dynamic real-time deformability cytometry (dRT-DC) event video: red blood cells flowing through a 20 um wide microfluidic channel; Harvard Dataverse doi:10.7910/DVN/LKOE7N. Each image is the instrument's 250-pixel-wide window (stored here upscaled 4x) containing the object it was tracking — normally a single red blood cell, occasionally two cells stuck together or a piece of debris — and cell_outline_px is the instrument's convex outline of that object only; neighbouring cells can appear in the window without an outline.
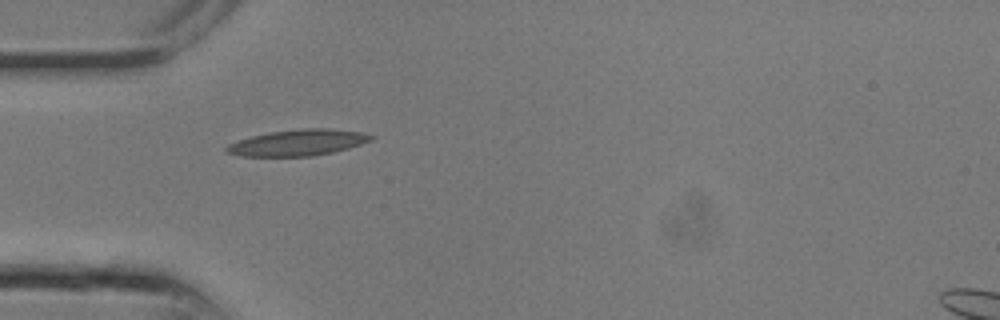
{"species": "common noctule bat (a hibernating species)", "species_latin": "Nyctalus noctula", "temperature_condition": "room temperature", "stored_images_in_passage": 4, "camera_frame_rate_fps": 3000, "um_per_image_px": 0.085, "animal": {"sex": "male", "body_mass_g": 13.3}, "frame": {"image": 1, "passage_image": 1, "time_ms": 0.0, "image_size_px": [1000, 320], "cell_outline_px": [[376, 136], [372, 140], [348, 148], [332, 152], [312, 156], [240, 156], [224, 152], [224, 148], [228, 144], [252, 136], [268, 132], [300, 128], [328, 128], [360, 132]], "centroid_in_image_um": [25.3, 12.12], "position_along_channel_um": 59.7, "area_um2": 22.02}}
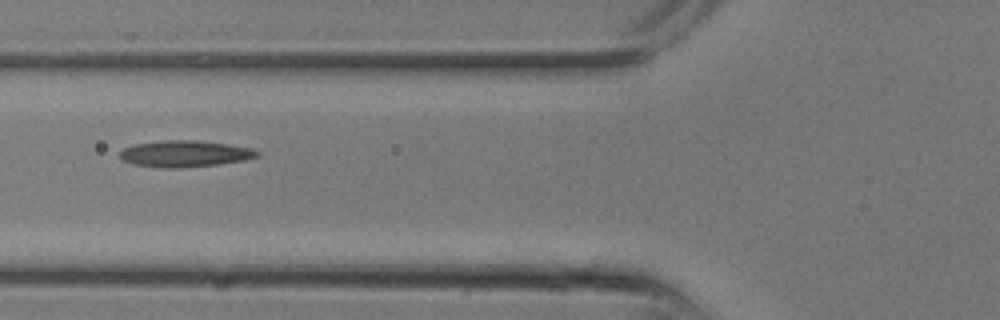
{"frame": {"image": 2, "passage_image": 3, "time_ms": 0.667, "image_size_px": [1000, 320], "cell_outline_px": [[260, 156], [244, 160], [220, 164], [184, 168], [164, 168], [132, 164], [120, 160], [120, 152], [124, 148], [136, 144], [160, 140], [196, 140], [228, 144], [252, 148], [260, 152]], "centroid_in_image_um": [15.72, 13.07], "position_along_channel_um": 110.1, "area_um2": 21.39}}